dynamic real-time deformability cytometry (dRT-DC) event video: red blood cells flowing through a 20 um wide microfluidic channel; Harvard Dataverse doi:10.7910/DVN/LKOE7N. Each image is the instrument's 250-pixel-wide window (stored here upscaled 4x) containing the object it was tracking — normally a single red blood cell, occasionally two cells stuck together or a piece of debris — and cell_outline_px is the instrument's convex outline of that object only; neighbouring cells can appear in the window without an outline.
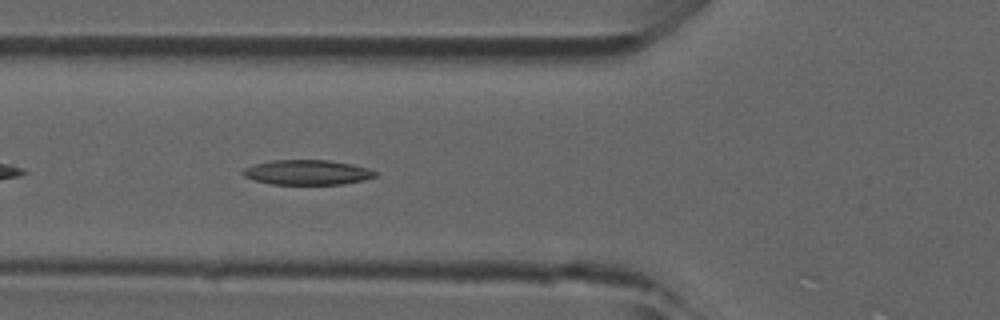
{"species": "common noctule bat (a hibernating species)", "species_latin": "Nyctalus noctula", "temperature_condition": "room temperature", "stored_images_in_passage": 12, "camera_frame_rate_fps": 3000, "um_per_image_px": 0.085, "animal": {"sex": "male", "forearm_length_mm": 52.5}, "frame": {"image": 1, "passage_image": 5, "time_ms": 1.333, "image_size_px": [1000, 320], "cell_outline_px": [[380, 172], [376, 176], [344, 184], [272, 184], [256, 180], [244, 176], [240, 172], [244, 168], [256, 164], [272, 160], [328, 160], [352, 164], [368, 168]], "centroid_in_image_um": [26.13, 14.64], "position_along_channel_um": 99.7, "area_um2": 19.07}}